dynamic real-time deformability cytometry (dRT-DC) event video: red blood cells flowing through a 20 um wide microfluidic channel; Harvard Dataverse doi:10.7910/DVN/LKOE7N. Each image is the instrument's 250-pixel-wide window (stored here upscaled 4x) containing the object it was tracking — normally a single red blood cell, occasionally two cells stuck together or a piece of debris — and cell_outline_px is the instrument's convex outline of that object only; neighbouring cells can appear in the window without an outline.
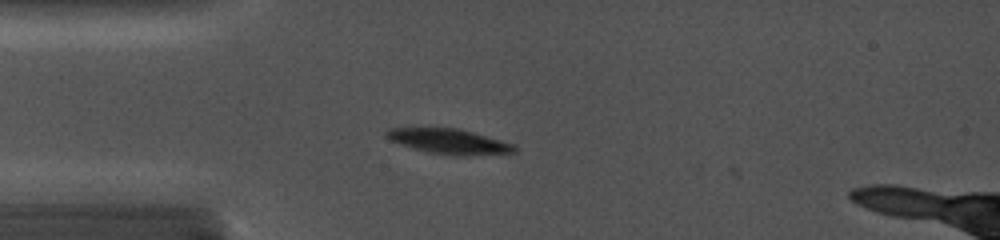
{"species": "common noctule bat (a hibernating species)", "species_latin": "Nyctalus noctula", "temperature_condition": "cold", "stored_images_in_passage": 8, "camera_frame_rate_fps": 5000, "um_per_image_px": 0.085, "animal": {"sex": "female", "body_mass_g": 19.0, "forearm_length_mm": 56.7}, "frame": {"image": 1, "passage_image": 7, "time_ms": 1.2, "image_size_px": [1000, 240], "cell_outline_px": [[520, 148], [516, 152], [468, 156], [448, 156], [428, 152], [412, 148], [388, 140], [384, 136], [384, 132], [388, 128], [460, 128], [516, 144]], "centroid_in_image_um": [38.2, 12.03], "position_along_channel_um": 46.8, "area_um2": 19.25}}